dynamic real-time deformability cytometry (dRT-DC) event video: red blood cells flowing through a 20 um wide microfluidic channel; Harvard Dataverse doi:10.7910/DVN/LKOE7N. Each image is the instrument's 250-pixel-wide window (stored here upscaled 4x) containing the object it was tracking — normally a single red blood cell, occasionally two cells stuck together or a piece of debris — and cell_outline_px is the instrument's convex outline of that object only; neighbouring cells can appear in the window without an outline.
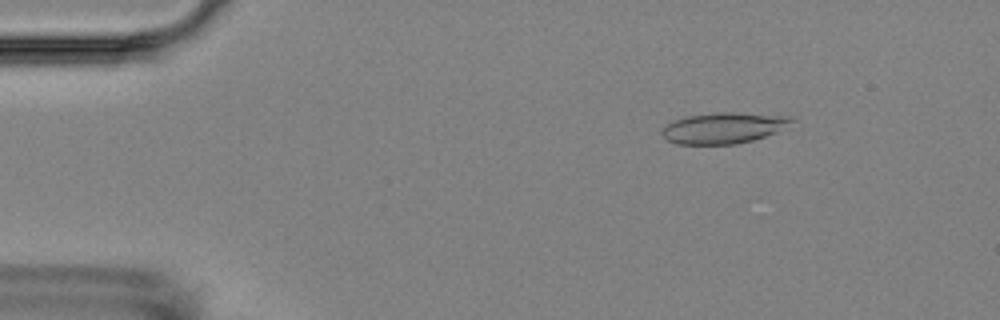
{"species": "Egyptian fruit bat (a non-hibernating species)", "species_latin": "Rousettus aegyptiacus", "temperature_condition": "room temperature", "stored_images_in_passage": 8, "camera_frame_rate_fps": 3000, "um_per_image_px": 0.085, "animal": {"sex": "female"}, "frame": {"image": 1, "passage_image": 3, "time_ms": 2.333, "image_size_px": [1000, 320], "cell_outline_px": [[796, 120], [776, 132], [752, 140], [736, 144], [676, 144], [668, 140], [660, 132], [664, 124], [688, 116], [716, 112], [732, 112], [792, 116]], "centroid_in_image_um": [61.49, 10.87], "position_along_channel_um": 23.5, "area_um2": 23.35}}
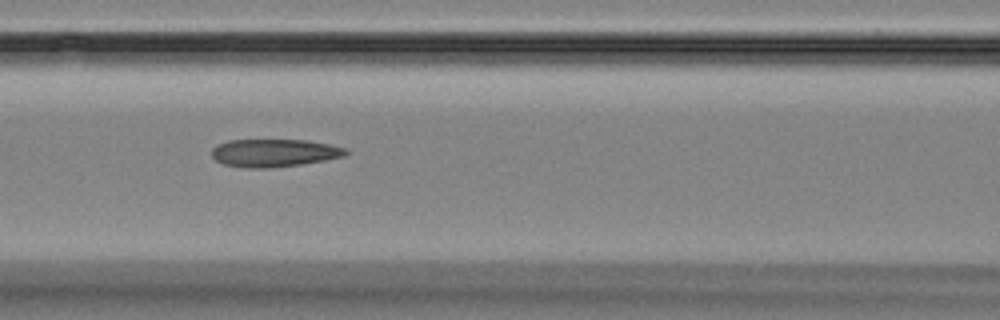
{"frame": {"image": 2, "passage_image": 7, "time_ms": 7.667, "image_size_px": [1000, 320], "cell_outline_px": [[348, 152], [344, 156], [324, 160], [300, 164], [268, 168], [244, 168], [224, 164], [216, 160], [212, 156], [212, 148], [216, 144], [228, 140], [308, 140], [348, 148]], "centroid_in_image_um": [23.28, 12.99], "position_along_channel_um": 143.3, "area_um2": 21.73}}
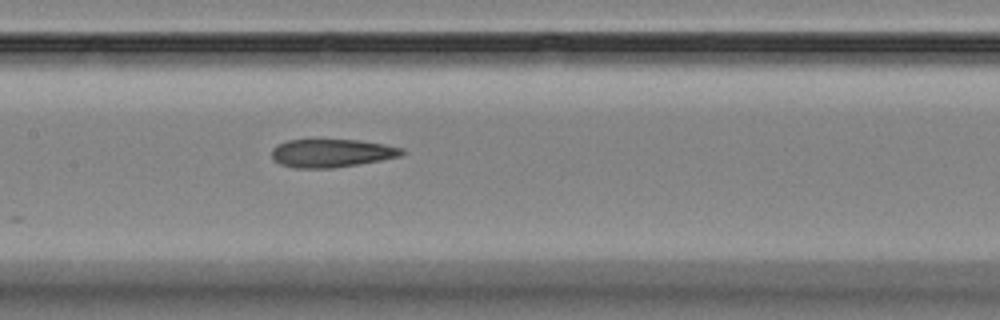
{"frame": {"image": 3, "passage_image": 8, "time_ms": 8.667, "image_size_px": [1000, 320], "cell_outline_px": [[408, 152], [400, 156], [380, 160], [332, 168], [296, 168], [280, 164], [272, 160], [272, 148], [276, 144], [288, 140], [356, 140], [384, 144], [404, 148]], "centroid_in_image_um": [28.17, 13.01], "position_along_channel_um": 179.2, "area_um2": 21.39}}